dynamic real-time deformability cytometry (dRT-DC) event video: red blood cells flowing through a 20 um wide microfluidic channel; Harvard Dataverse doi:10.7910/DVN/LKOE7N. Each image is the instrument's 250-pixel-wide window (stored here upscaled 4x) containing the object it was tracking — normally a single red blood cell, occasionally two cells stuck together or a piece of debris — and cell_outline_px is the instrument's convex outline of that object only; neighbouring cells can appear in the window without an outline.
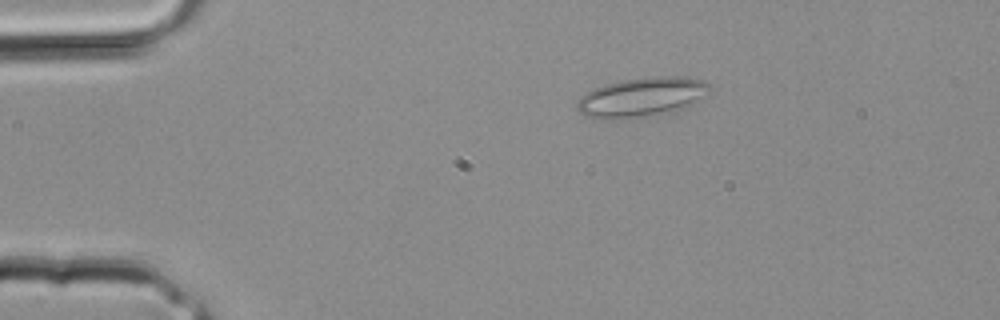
{"species": "common noctule bat (a hibernating species)", "species_latin": "Nyctalus noctula", "temperature_condition": "room temperature", "stored_images_in_passage": 28, "camera_frame_rate_fps": 3000, "um_per_image_px": 0.085, "animal": {"sex": "male", "body_mass_g": 20.4}, "frame": {"image": 1, "passage_image": 1, "time_ms": 0.0, "image_size_px": [1000, 320], "cell_outline_px": [[712, 88], [692, 104], [676, 112], [616, 120], [600, 120], [584, 116], [576, 108], [576, 104], [580, 96], [604, 84], [620, 80], [644, 76], [684, 76], [704, 80], [712, 84]], "centroid_in_image_um": [54.54, 8.26], "position_along_channel_um": 30.5, "area_um2": 31.15}}
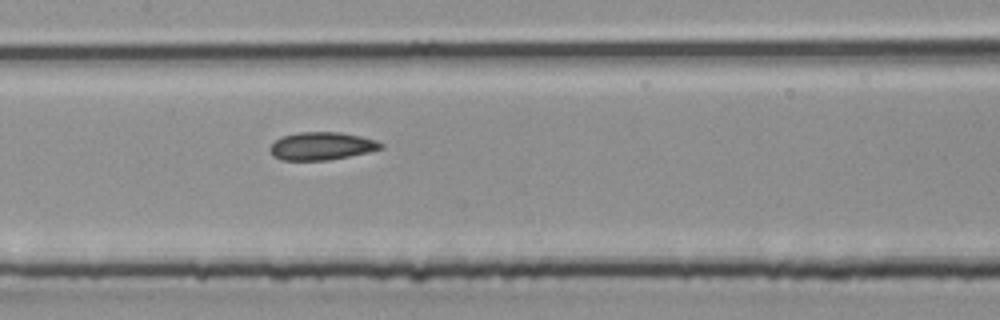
{"frame": {"image": 2, "passage_image": 11, "time_ms": 3.333, "image_size_px": [1000, 320], "cell_outline_px": [[384, 148], [368, 152], [328, 160], [280, 160], [272, 156], [268, 148], [280, 136], [300, 132], [340, 132], [360, 136], [376, 140], [384, 144]], "centroid_in_image_um": [27.31, 12.41], "position_along_channel_um": 180.1, "area_um2": 18.09}}
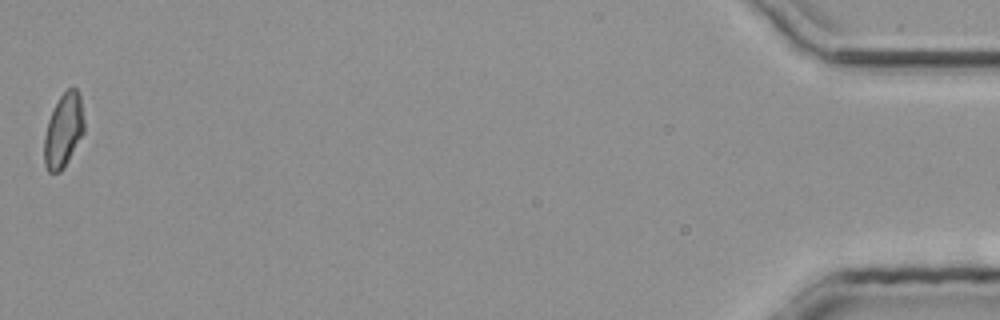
{"frame": {"image": 3, "passage_image": 28, "time_ms": 9.0, "image_size_px": [1000, 320], "cell_outline_px": [[84, 132], [64, 168], [60, 172], [48, 172], [44, 164], [44, 136], [48, 120], [60, 96], [72, 84], [76, 88], [80, 96], [84, 120]], "centroid_in_image_um": [5.4, 11.09], "position_along_channel_um": 429.8, "area_um2": 17.22}}